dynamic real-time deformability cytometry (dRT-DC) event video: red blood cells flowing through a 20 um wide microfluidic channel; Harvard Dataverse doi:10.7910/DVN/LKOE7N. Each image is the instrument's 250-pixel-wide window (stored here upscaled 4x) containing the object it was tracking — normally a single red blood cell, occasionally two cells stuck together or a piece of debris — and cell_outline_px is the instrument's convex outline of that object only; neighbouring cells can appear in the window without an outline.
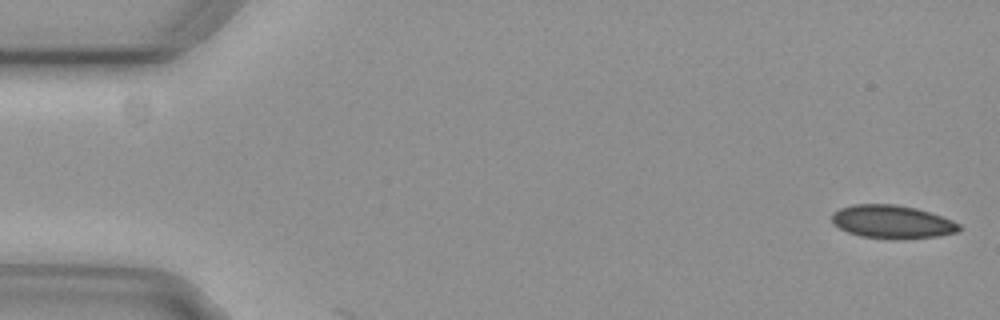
{"species": "common noctule bat (a hibernating species)", "species_latin": "Nyctalus noctula", "temperature_condition": "cold", "stored_images_in_passage": 5, "camera_frame_rate_fps": 3000, "um_per_image_px": 0.085, "animal": {"sex": "female", "body_mass_g": 29.2, "forearm_length_mm": 56.3}, "frame": {"image": 1, "passage_image": 1, "time_ms": 0.0, "image_size_px": [1000, 320], "cell_outline_px": [[960, 228], [956, 232], [936, 236], [860, 236], [848, 232], [832, 224], [832, 212], [840, 208], [852, 204], [896, 204], [916, 208], [952, 220], [960, 224]], "centroid_in_image_um": [75.76, 18.79], "position_along_channel_um": 9.2, "area_um2": 23.58}}